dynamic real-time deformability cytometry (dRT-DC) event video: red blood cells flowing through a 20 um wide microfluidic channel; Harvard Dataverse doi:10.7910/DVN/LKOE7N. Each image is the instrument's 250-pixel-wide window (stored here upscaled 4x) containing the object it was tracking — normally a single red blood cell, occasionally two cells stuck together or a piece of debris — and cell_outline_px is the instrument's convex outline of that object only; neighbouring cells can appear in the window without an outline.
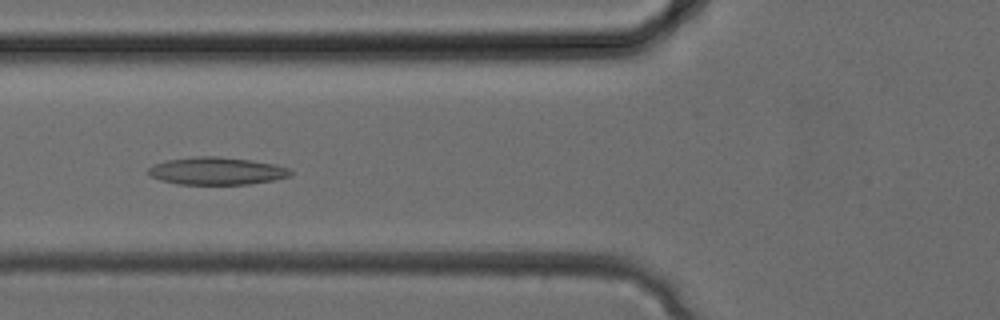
{"species": "common noctule bat (a hibernating species)", "species_latin": "Nyctalus noctula", "temperature_condition": "cold", "stored_images_in_passage": 27, "camera_frame_rate_fps": 3000, "um_per_image_px": 0.085, "animal": {"sex": "female", "body_mass_g": 24.6, "forearm_length_mm": 56.2}, "frame": {"image": 1, "passage_image": 6, "time_ms": 1.667, "image_size_px": [1000, 320], "cell_outline_px": [[292, 176], [272, 180], [248, 184], [180, 184], [160, 180], [152, 176], [148, 172], [148, 168], [152, 164], [168, 160], [192, 156], [216, 156], [252, 160], [292, 168]], "centroid_in_image_um": [18.43, 14.52], "position_along_channel_um": 107.4, "area_um2": 22.83}}
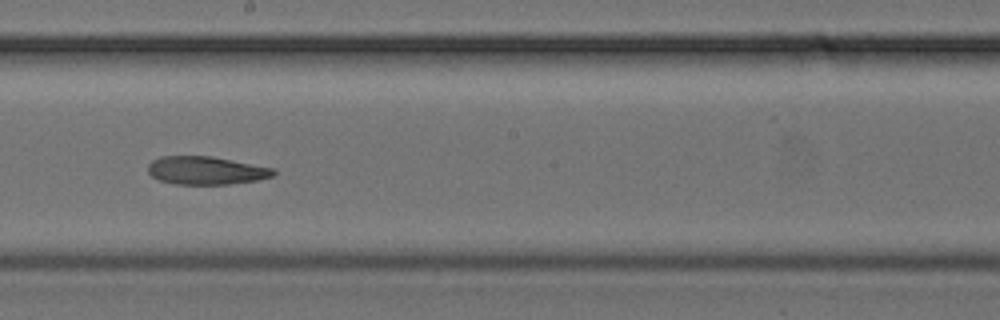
{"frame": {"image": 2, "passage_image": 12, "time_ms": 3.667, "image_size_px": [1000, 320], "cell_outline_px": [[276, 172], [272, 176], [256, 180], [228, 184], [176, 184], [160, 180], [152, 176], [148, 172], [148, 164], [152, 160], [160, 156], [212, 156], [272, 168]], "centroid_in_image_um": [17.47, 14.48], "position_along_channel_um": 230.7, "area_um2": 20.35}}
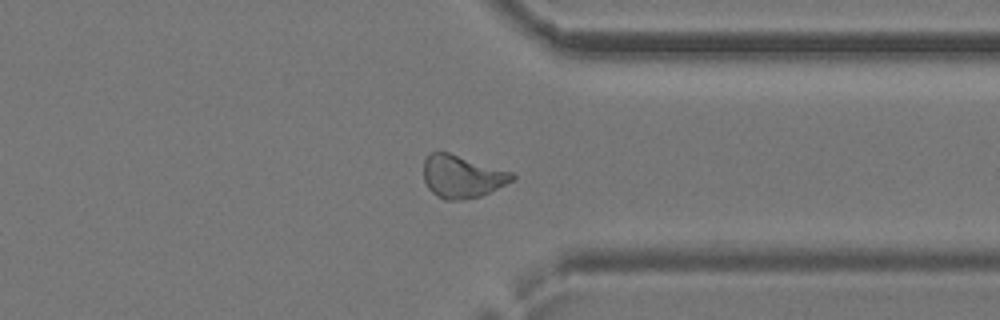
{"frame": {"image": 3, "passage_image": 19, "time_ms": 6.0, "image_size_px": [1000, 320], "cell_outline_px": [[516, 176], [512, 180], [480, 196], [460, 200], [444, 200], [436, 196], [428, 188], [424, 180], [424, 160], [428, 152], [448, 152], [512, 172]], "centroid_in_image_um": [39.22, 15.0], "position_along_channel_um": 372.2, "area_um2": 21.79}}